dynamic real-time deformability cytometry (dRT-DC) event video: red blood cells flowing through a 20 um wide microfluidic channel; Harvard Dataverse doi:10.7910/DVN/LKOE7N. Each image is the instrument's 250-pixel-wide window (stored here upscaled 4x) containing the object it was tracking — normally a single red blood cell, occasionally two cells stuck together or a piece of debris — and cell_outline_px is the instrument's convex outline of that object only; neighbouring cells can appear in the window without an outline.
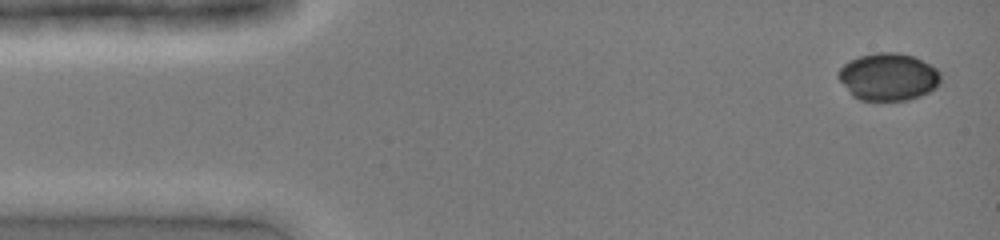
{"species": "common noctule bat (a hibernating species)", "species_latin": "Nyctalus noctula", "temperature_condition": "cold", "stored_images_in_passage": 41, "camera_frame_rate_fps": 3000, "um_per_image_px": 0.085, "animal": {"sex": "female", "body_mass_g": 19.0, "forearm_length_mm": 51.5}, "frame": {"image": 1, "passage_image": 2, "time_ms": 0.333, "image_size_px": [1000, 240], "cell_outline_px": [[940, 84], [936, 88], [920, 96], [908, 100], [860, 100], [852, 96], [848, 92], [836, 76], [840, 68], [848, 60], [860, 56], [876, 52], [900, 52], [916, 56], [936, 68], [940, 72]], "centroid_in_image_um": [75.5, 6.52], "position_along_channel_um": 9.5, "area_um2": 28.67}}
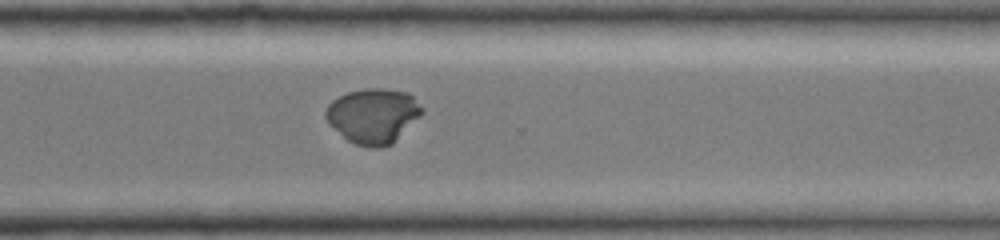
{"frame": {"image": 2, "passage_image": 30, "time_ms": 9.667, "image_size_px": [1000, 240], "cell_outline_px": [[424, 112], [392, 144], [380, 148], [372, 148], [356, 144], [348, 140], [328, 124], [324, 116], [324, 112], [328, 104], [332, 100], [348, 92], [364, 88], [384, 88], [408, 92], [424, 108]], "centroid_in_image_um": [31.71, 9.83], "position_along_channel_um": 338.9, "area_um2": 30.98}}
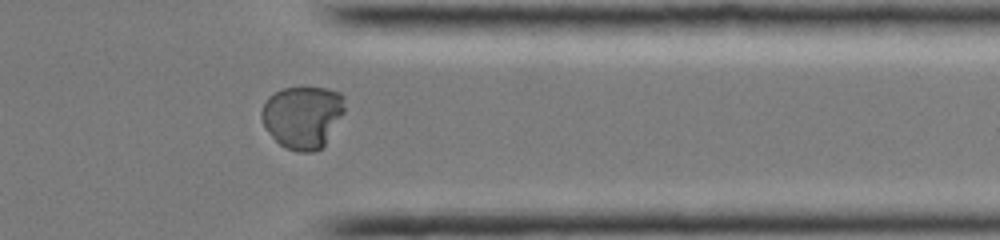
{"frame": {"image": 3, "passage_image": 33, "time_ms": 10.667, "image_size_px": [1000, 240], "cell_outline_px": [[344, 112], [324, 144], [316, 152], [300, 152], [284, 148], [272, 136], [264, 124], [260, 116], [260, 112], [268, 96], [284, 88], [328, 88], [340, 92], [344, 96]], "centroid_in_image_um": [25.72, 9.93], "position_along_channel_um": 385.7, "area_um2": 30.11}}